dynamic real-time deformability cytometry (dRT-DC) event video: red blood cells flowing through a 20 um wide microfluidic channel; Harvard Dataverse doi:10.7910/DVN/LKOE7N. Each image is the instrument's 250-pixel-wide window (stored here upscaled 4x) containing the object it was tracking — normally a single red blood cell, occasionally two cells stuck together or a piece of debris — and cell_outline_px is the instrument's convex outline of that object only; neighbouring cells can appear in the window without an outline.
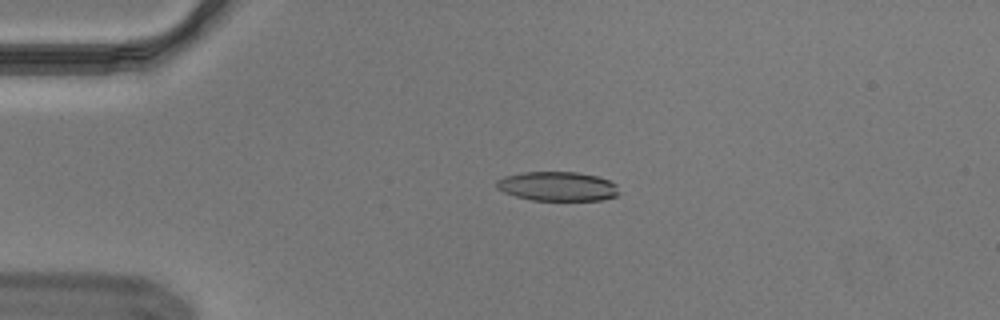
{"species": "Egyptian fruit bat (a non-hibernating species)", "species_latin": "Rousettus aegyptiacus", "temperature_condition": "cold", "stored_images_in_passage": 51, "camera_frame_rate_fps": 3000, "um_per_image_px": 0.085, "animal": {"sex": "male"}, "frame": {"image": 1, "passage_image": 9, "time_ms": 2.667, "image_size_px": [1000, 320], "cell_outline_px": [[620, 192], [616, 196], [604, 200], [532, 200], [516, 196], [504, 192], [496, 188], [496, 180], [504, 176], [524, 172], [576, 172], [596, 176], [608, 180], [616, 184]], "centroid_in_image_um": [47.39, 15.84], "position_along_channel_um": 37.6, "area_um2": 20.92}}
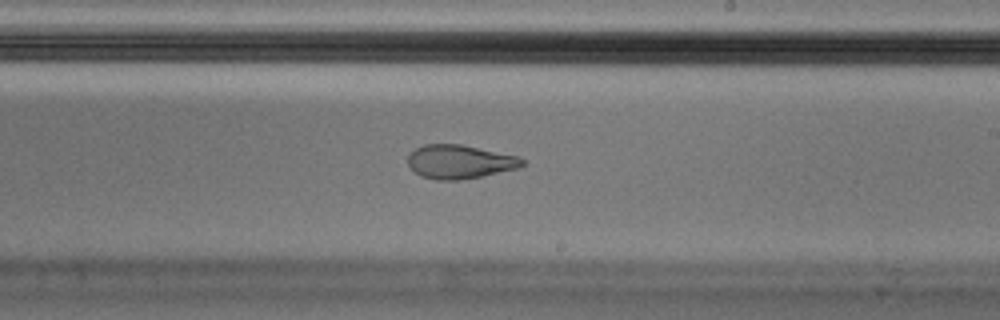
{"frame": {"image": 2, "passage_image": 29, "time_ms": 9.333, "image_size_px": [1000, 320], "cell_outline_px": [[524, 164], [520, 168], [460, 180], [436, 180], [420, 176], [408, 164], [408, 152], [424, 144], [460, 144], [520, 156], [524, 160]], "centroid_in_image_um": [39.07, 13.74], "position_along_channel_um": 249.9, "area_um2": 22.6}}
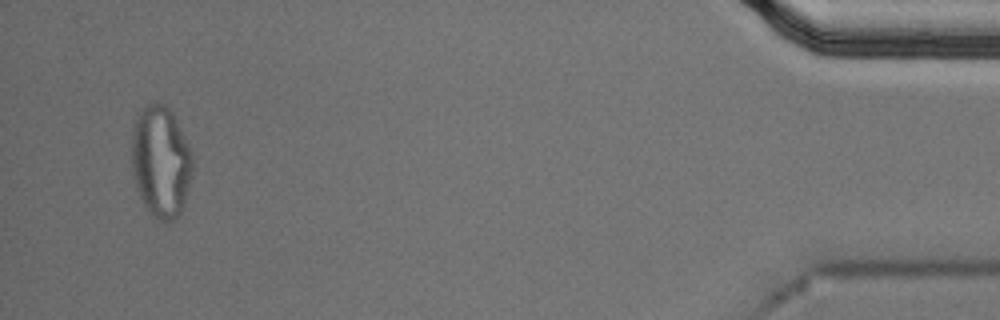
{"frame": {"image": 3, "passage_image": 49, "time_ms": 16.0, "image_size_px": [1000, 320], "cell_outline_px": [[192, 172], [184, 204], [180, 212], [172, 220], [156, 220], [148, 212], [140, 196], [132, 172], [132, 128], [140, 112], [148, 104], [156, 100], [164, 104], [172, 112], [176, 120], [192, 156]], "centroid_in_image_um": [13.65, 13.74], "position_along_channel_um": 421.5, "area_um2": 39.19}, "authors_computed_cell_mechanics": {"area_um2": 22.831, "velocity_mm_per_s": 3.7041, "shape_relaxation_time_tau1_ms": null, "shape_relaxation_time_tau2_ms": 2.3343, "deformation_change_tau1": null, "deformation_change_tau2": 0.0985}}